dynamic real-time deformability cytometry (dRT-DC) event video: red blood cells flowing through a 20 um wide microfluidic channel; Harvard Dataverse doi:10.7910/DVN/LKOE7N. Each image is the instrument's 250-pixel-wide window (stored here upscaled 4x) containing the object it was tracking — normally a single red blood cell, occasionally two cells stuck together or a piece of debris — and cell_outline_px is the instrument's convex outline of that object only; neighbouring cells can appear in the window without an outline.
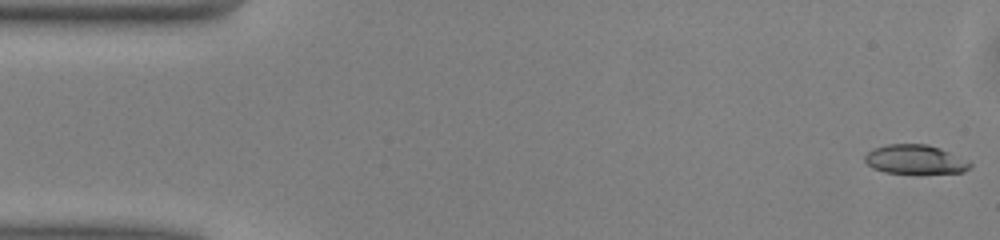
{"species": "common noctule bat (a hibernating species)", "species_latin": "Nyctalus noctula", "temperature_condition": "warm", "stored_images_in_passage": 50, "camera_frame_rate_fps": 3000, "um_per_image_px": 0.085, "animal": {"sex": "male", "body_mass_g": 13.0, "forearm_length_mm": 53.1}, "frame": {"image": 1, "passage_image": 1, "time_ms": 0.0, "image_size_px": [1000, 240], "cell_outline_px": [[972, 164], [964, 172], [920, 176], [884, 172], [872, 168], [864, 160], [864, 156], [872, 148], [888, 144], [928, 144], [940, 148], [968, 160]], "centroid_in_image_um": [77.8, 13.6], "position_along_channel_um": 7.2, "area_um2": 18.73}}
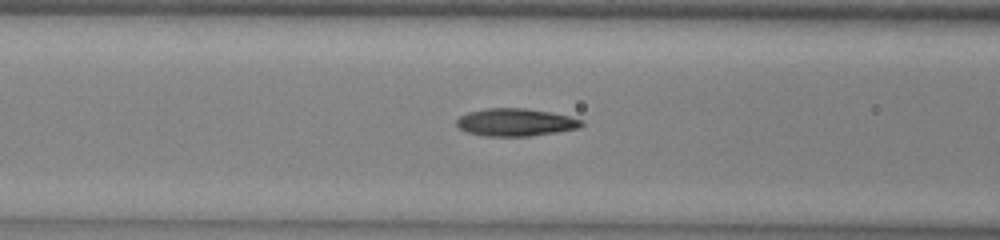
{"frame": {"image": 2, "passage_image": 19, "time_ms": 6.0, "image_size_px": [1000, 240], "cell_outline_px": [[584, 124], [580, 128], [556, 132], [528, 136], [484, 136], [468, 132], [460, 128], [456, 124], [456, 120], [460, 116], [468, 112], [484, 108], [524, 108], [548, 112], [568, 116], [584, 120]], "centroid_in_image_um": [43.82, 10.39], "position_along_channel_um": 122.8, "area_um2": 20.06}}
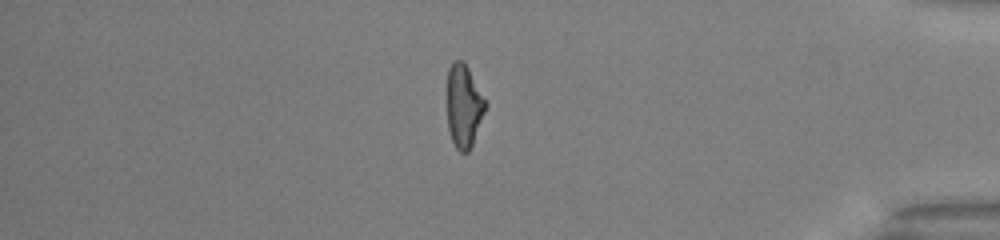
{"frame": {"image": 3, "passage_image": 42, "time_ms": 13.667, "image_size_px": [1000, 240], "cell_outline_px": [[488, 104], [472, 144], [468, 152], [460, 152], [456, 148], [448, 132], [448, 68], [452, 60], [464, 60]], "centroid_in_image_um": [39.43, 8.98], "position_along_channel_um": 395.8, "area_um2": 18.55}, "authors_computed_cell_mechanics": {"area_um2": 19.2763, "velocity_mm_per_s": 4.0847, "shape_relaxation_time_tau1_ms": 4.8302, "shape_relaxation_time_tau2_ms": 2.1941, "deformation_change_tau1": 0.1724, "deformation_change_tau2": 0.1026}}